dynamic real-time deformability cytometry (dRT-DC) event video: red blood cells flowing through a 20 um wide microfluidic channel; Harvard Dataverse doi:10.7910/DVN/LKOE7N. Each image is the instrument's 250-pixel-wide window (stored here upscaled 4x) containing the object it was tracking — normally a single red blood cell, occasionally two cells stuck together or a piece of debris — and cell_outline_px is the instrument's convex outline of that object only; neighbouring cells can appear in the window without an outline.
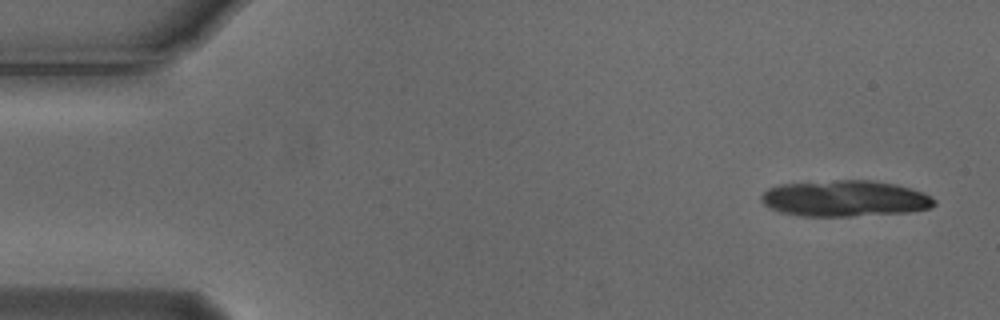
{"species": "Egyptian fruit bat (a non-hibernating species)", "species_latin": "Rousettus aegyptiacus", "temperature_condition": "cold", "stored_images_in_passage": 5, "camera_frame_rate_fps": 3000, "um_per_image_px": 0.085, "animal": {"sex": "male"}, "frame": {"image": 1, "passage_image": 1, "time_ms": 0.0, "image_size_px": [1000, 320], "cell_outline_px": [[936, 204], [928, 208], [908, 212], [848, 216], [800, 216], [780, 212], [764, 204], [760, 200], [760, 196], [768, 188], [780, 184], [836, 180], [872, 180], [896, 184], [912, 188], [924, 192], [932, 196], [936, 200]], "centroid_in_image_um": [71.83, 16.86], "position_along_channel_um": 13.2, "area_um2": 36.59}}